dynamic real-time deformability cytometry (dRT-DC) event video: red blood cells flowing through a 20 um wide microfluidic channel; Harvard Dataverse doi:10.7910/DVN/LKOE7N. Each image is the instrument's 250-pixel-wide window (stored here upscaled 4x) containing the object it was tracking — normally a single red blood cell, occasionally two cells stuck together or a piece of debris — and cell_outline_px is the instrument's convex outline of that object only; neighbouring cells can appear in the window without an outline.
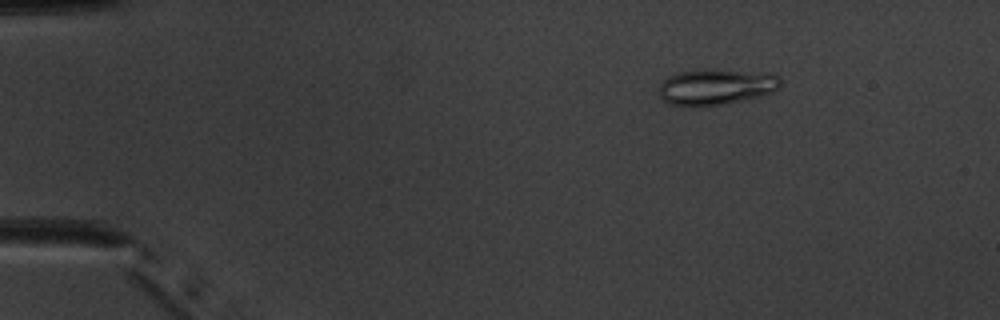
{"species": "common noctule bat (a hibernating species)", "species_latin": "Nyctalus noctula", "temperature_condition": "warm", "stored_images_in_passage": 46, "camera_frame_rate_fps": 3000, "um_per_image_px": 0.085, "animal": {"sex": "male", "body_mass_g": 20.1, "forearm_length_mm": 53.5}, "frame": {"image": 1, "passage_image": 2, "time_ms": 0.333, "image_size_px": [1000, 320], "cell_outline_px": [[780, 88], [772, 92], [748, 100], [700, 108], [668, 104], [660, 96], [660, 84], [668, 76], [680, 72], [712, 68], [780, 76]], "centroid_in_image_um": [60.83, 7.42], "position_along_channel_um": 24.2, "area_um2": 25.61}}
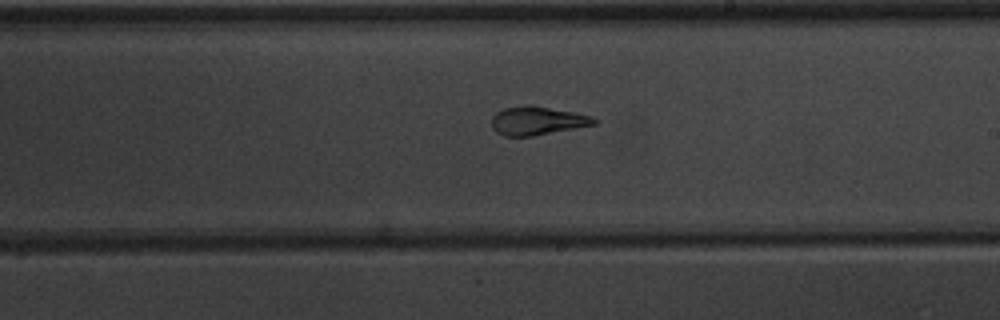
{"frame": {"image": 2, "passage_image": 25, "time_ms": 8.0, "image_size_px": [1000, 320], "cell_outline_px": [[600, 120], [596, 124], [576, 128], [532, 136], [504, 136], [496, 132], [492, 128], [492, 116], [496, 112], [504, 108], [524, 104], [528, 104], [576, 112], [592, 116]], "centroid_in_image_um": [45.68, 10.25], "position_along_channel_um": 243.3, "area_um2": 17.28}}
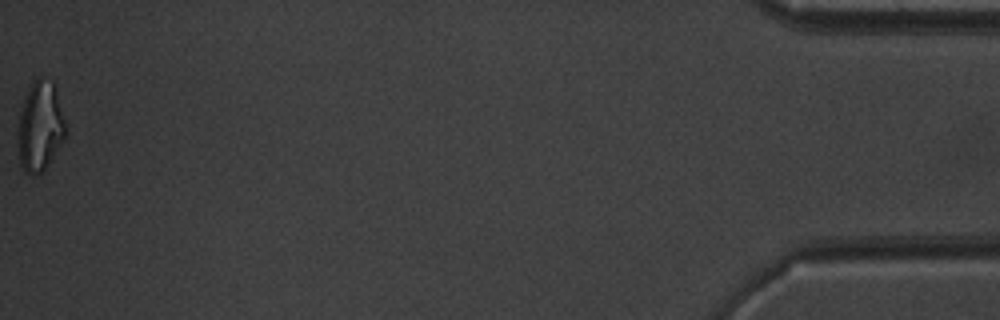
{"frame": {"image": 3, "passage_image": 46, "time_ms": 15.0, "image_size_px": [1000, 320], "cell_outline_px": [[64, 136], [44, 172], [36, 176], [28, 176], [24, 172], [20, 164], [16, 144], [20, 116], [24, 100], [28, 88], [36, 76], [40, 76], [52, 80], [56, 88], [64, 120]], "centroid_in_image_um": [3.37, 10.77], "position_along_channel_um": 431.8, "area_um2": 25.09}, "authors_computed_cell_mechanics": {"area_um2": 18.9584, "velocity_mm_per_s": 3.9763, "shape_relaxation_time_tau1_ms": 8.4194, "shape_relaxation_time_tau2_ms": 1.4108, "deformation_change_tau1": 0.2362, "deformation_change_tau2": 0.0716}}